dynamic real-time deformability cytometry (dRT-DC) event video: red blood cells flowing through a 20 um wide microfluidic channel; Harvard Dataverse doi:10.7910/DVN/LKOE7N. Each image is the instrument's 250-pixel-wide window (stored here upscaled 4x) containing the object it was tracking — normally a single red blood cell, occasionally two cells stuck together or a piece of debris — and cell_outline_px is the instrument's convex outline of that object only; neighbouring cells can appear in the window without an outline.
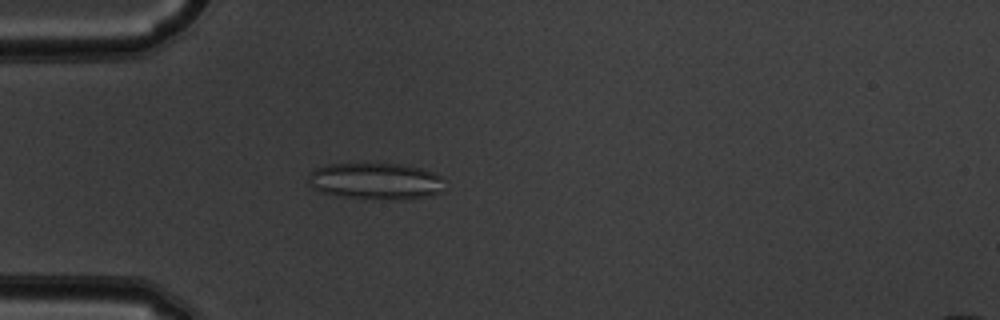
{"species": "common noctule bat (a hibernating species)", "species_latin": "Nyctalus noctula", "temperature_condition": "warm", "stored_images_in_passage": 52, "camera_frame_rate_fps": 3000, "um_per_image_px": 0.085, "animal": {"sex": "male", "body_mass_g": 19.5, "forearm_length_mm": 54.6}, "frame": {"image": 1, "passage_image": 15, "time_ms": 4.667, "image_size_px": [1000, 320], "cell_outline_px": [[444, 192], [428, 196], [408, 200], [384, 200], [348, 196], [320, 192], [308, 184], [308, 172], [316, 168], [328, 164], [404, 164], [420, 168], [432, 172], [440, 176]], "centroid_in_image_um": [31.94, 15.4], "position_along_channel_um": 53.1, "area_um2": 29.19}}
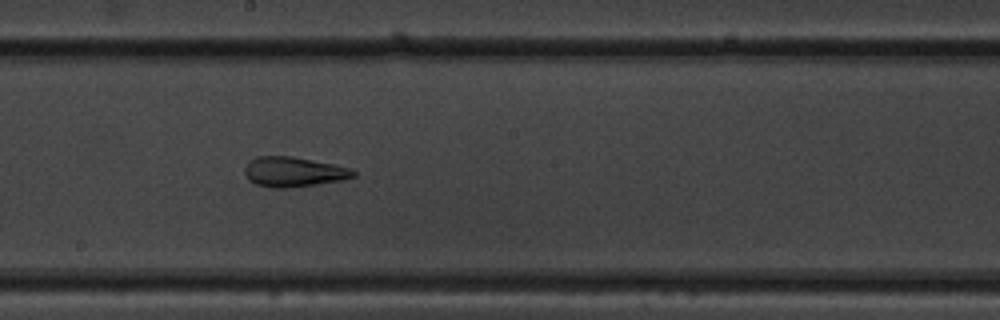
{"frame": {"image": 2, "passage_image": 29, "time_ms": 9.333, "image_size_px": [1000, 320], "cell_outline_px": [[356, 176], [344, 180], [288, 188], [272, 188], [256, 184], [248, 180], [244, 172], [244, 168], [248, 160], [256, 156], [292, 156], [352, 168], [356, 172]], "centroid_in_image_um": [24.94, 14.61], "position_along_channel_um": 223.3, "area_um2": 19.13}}
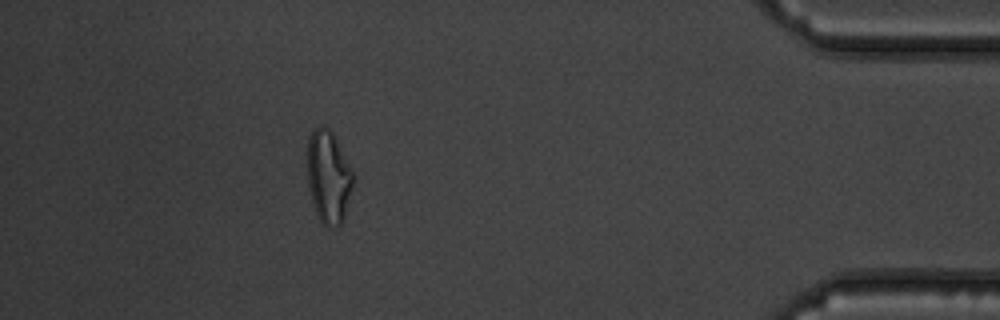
{"frame": {"image": 3, "passage_image": 47, "time_ms": 15.333, "image_size_px": [1000, 320], "cell_outline_px": [[352, 188], [344, 216], [340, 224], [336, 228], [328, 228], [320, 220], [316, 212], [312, 200], [308, 184], [308, 136], [312, 128], [320, 124], [328, 128], [332, 132], [352, 168]], "centroid_in_image_um": [27.91, 15.0], "position_along_channel_um": 407.3, "area_um2": 24.62}, "authors_computed_cell_mechanics": {"area_um2": 24.3627, "velocity_mm_per_s": 3.8623, "shape_relaxation_time_tau1_ms": null, "shape_relaxation_time_tau2_ms": 3.2383, "deformation_change_tau1": null, "deformation_change_tau2": 0.1328}}